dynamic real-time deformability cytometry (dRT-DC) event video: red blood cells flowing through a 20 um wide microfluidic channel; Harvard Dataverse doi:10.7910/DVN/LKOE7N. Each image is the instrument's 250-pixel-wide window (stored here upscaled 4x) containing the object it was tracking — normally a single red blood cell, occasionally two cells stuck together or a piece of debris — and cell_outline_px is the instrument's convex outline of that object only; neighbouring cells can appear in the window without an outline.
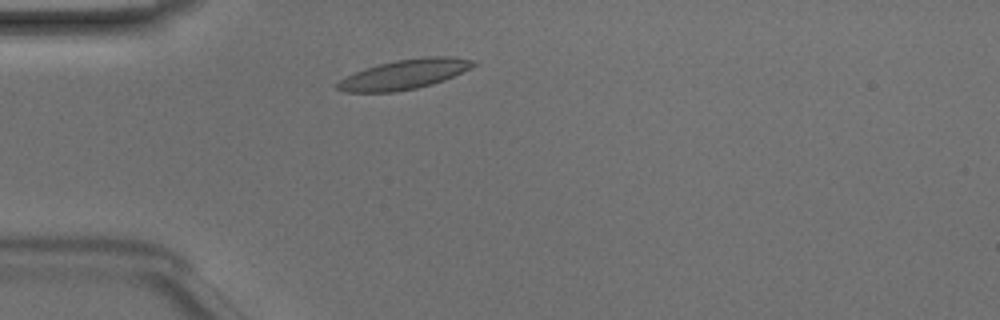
{"species": "Egyptian fruit bat (a non-hibernating species)", "species_latin": "Rousettus aegyptiacus", "temperature_condition": "room temperature", "stored_images_in_passage": 41, "camera_frame_rate_fps": 3000, "um_per_image_px": 0.085, "animal": {"sex": "male"}, "frame": {"image": 1, "passage_image": 6, "time_ms": 1.667, "image_size_px": [1000, 320], "cell_outline_px": [[480, 64], [472, 68], [444, 80], [432, 84], [416, 88], [396, 92], [344, 92], [336, 88], [336, 84], [340, 80], [364, 68], [396, 60], [424, 56], [452, 56], [476, 60]], "centroid_in_image_um": [34.45, 6.3], "position_along_channel_um": 50.5, "area_um2": 23.7}}
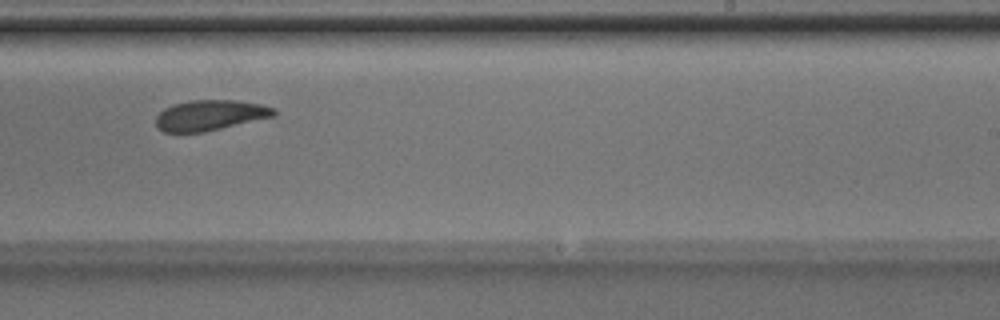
{"frame": {"image": 2, "passage_image": 23, "time_ms": 7.333, "image_size_px": [1000, 320], "cell_outline_px": [[276, 116], [204, 132], [164, 132], [156, 128], [156, 116], [164, 108], [172, 104], [188, 100], [236, 100], [260, 104], [276, 108]], "centroid_in_image_um": [17.85, 9.79], "position_along_channel_um": 271.2, "area_um2": 21.15}}
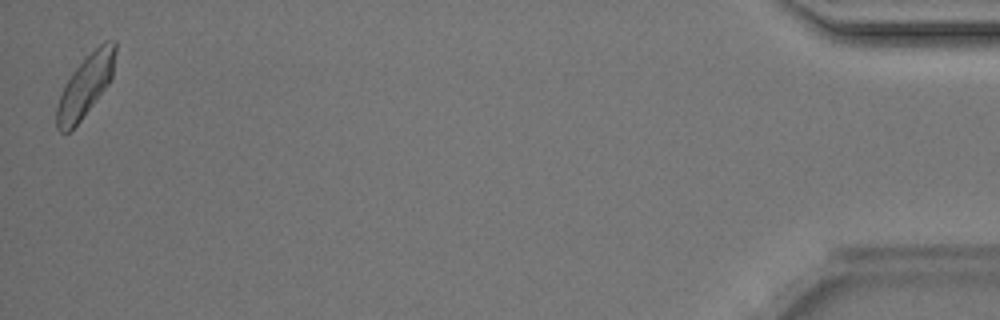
{"frame": {"image": 3, "passage_image": 41, "time_ms": 13.333, "image_size_px": [1000, 320], "cell_outline_px": [[116, 52], [112, 76], [108, 84], [80, 120], [68, 132], [60, 132], [56, 128], [56, 108], [60, 96], [72, 72], [104, 40], [116, 40]], "centroid_in_image_um": [7.27, 7.28], "position_along_channel_um": 427.9, "area_um2": 20.46}, "authors_computed_cell_mechanics": {"area_um2": 21.675, "velocity_mm_per_s": 4.1218, "shape_relaxation_time_tau1_ms": 3.164, "shape_relaxation_time_tau2_ms": 1.8458, "deformation_change_tau1": 0.0999, "deformation_change_tau2": 0.0698}}